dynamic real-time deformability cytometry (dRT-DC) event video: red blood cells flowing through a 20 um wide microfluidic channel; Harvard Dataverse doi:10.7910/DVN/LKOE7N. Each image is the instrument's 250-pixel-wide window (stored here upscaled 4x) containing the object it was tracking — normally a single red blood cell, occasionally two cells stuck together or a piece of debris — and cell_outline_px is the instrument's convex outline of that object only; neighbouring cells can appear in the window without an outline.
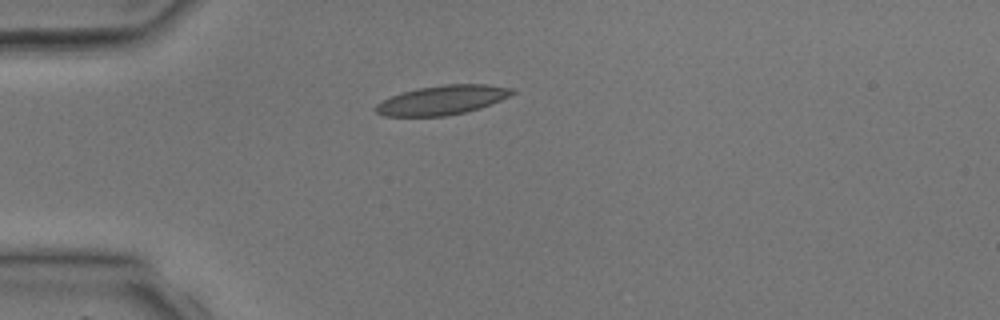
{"species": "common noctule bat (a hibernating species)", "species_latin": "Nyctalus noctula", "temperature_condition": "room temperature", "stored_images_in_passage": 1, "camera_frame_rate_fps": 3000, "um_per_image_px": 0.085, "animal": {"sex": "male", "body_mass_g": 17.9, "forearm_length_mm": 54.2}, "frame": {"image": 1, "passage_image": 1, "time_ms": 0.0, "image_size_px": [1000, 320], "cell_outline_px": [[516, 92], [500, 100], [480, 108], [464, 112], [444, 116], [384, 116], [376, 112], [372, 108], [376, 104], [392, 96], [404, 92], [420, 88], [444, 84], [488, 84], [516, 88]], "centroid_in_image_um": [37.61, 8.5], "position_along_channel_um": 47.4, "area_um2": 23.18}}